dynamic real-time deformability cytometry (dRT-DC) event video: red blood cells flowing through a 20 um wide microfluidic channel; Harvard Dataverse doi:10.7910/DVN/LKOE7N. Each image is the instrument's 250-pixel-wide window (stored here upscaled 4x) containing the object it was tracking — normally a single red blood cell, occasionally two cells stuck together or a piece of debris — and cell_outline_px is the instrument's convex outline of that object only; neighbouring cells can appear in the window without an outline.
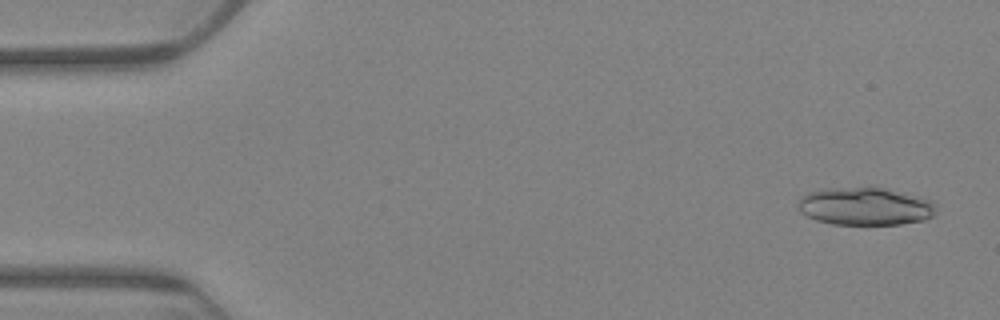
{"species": "Egyptian fruit bat (a non-hibernating species)", "species_latin": "Rousettus aegyptiacus", "temperature_condition": "warm", "stored_images_in_passage": 19, "camera_frame_rate_fps": 3000, "um_per_image_px": 0.085, "animal": {"sex": "female"}, "frame": {"image": 1, "passage_image": 2, "time_ms": 0.333, "image_size_px": [1000, 320], "cell_outline_px": [[936, 204], [932, 216], [924, 220], [900, 224], [864, 228], [832, 224], [816, 220], [800, 212], [796, 204], [800, 196], [804, 192], [820, 188], [884, 188], [924, 196], [932, 200]], "centroid_in_image_um": [73.51, 17.57], "position_along_channel_um": 11.5, "area_um2": 31.79}}
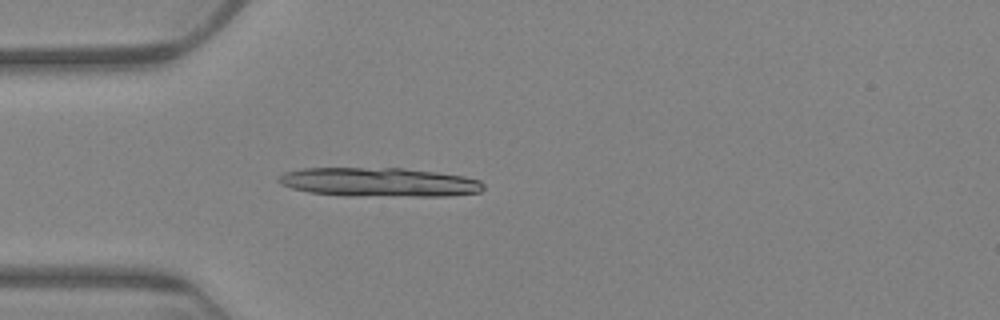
{"frame": {"image": 2, "passage_image": 17, "time_ms": 5.333, "image_size_px": [1000, 320], "cell_outline_px": [[484, 188], [480, 192], [448, 196], [344, 196], [308, 192], [292, 188], [280, 184], [276, 180], [284, 172], [304, 168], [404, 168], [436, 172], [464, 176], [480, 180], [484, 184]], "centroid_in_image_um": [32.22, 15.49], "position_along_channel_um": 52.8, "area_um2": 34.97}}